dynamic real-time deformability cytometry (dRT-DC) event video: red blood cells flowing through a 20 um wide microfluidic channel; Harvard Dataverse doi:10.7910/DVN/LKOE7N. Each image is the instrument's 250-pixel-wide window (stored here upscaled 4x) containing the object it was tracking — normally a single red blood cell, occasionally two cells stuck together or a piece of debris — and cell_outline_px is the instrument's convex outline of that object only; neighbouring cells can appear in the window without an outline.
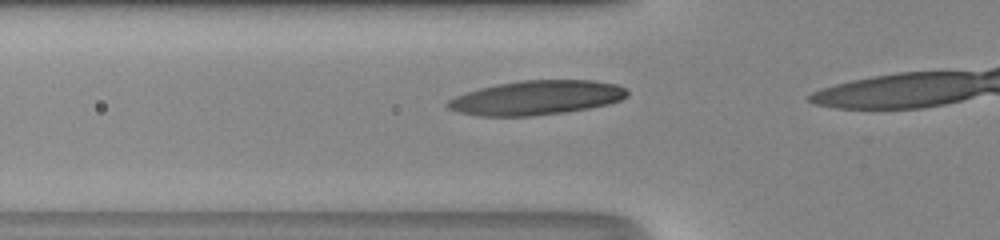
{"species": "human", "species_latin": "Homo sapiens", "temperature_condition": "room temperature", "stored_images_in_passage": 13, "camera_frame_rate_fps": 3000, "um_per_image_px": 0.085, "donor": {"sex": "male"}, "frame": {"image": 1, "passage_image": 11, "time_ms": 3.333, "image_size_px": [1000, 240], "cell_outline_px": [[628, 96], [620, 100], [608, 104], [588, 108], [564, 112], [528, 116], [480, 116], [460, 112], [448, 108], [444, 104], [448, 100], [456, 96], [480, 88], [520, 80], [592, 80], [616, 84], [624, 88], [628, 92]], "centroid_in_image_um": [45.6, 8.3], "position_along_channel_um": 80.2, "area_um2": 35.6}}